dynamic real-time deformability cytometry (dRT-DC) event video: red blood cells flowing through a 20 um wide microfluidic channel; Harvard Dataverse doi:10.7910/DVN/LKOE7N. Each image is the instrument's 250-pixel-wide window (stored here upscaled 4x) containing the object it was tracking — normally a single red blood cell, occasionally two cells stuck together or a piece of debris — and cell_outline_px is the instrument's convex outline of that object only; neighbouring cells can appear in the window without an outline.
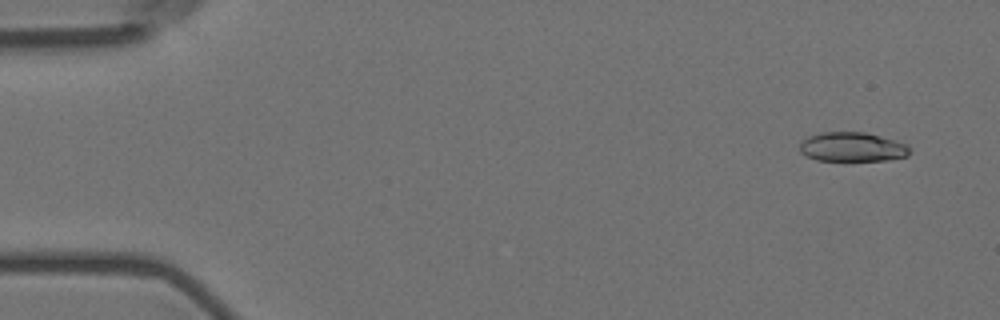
{"species": "Egyptian fruit bat (a non-hibernating species)", "species_latin": "Rousettus aegyptiacus", "temperature_condition": "room temperature", "stored_images_in_passage": 3, "camera_frame_rate_fps": 3000, "um_per_image_px": 0.085, "animal": {"sex": "female"}, "frame": {"image": 1, "passage_image": 1, "time_ms": 0.0, "image_size_px": [1000, 320], "cell_outline_px": [[912, 152], [908, 156], [888, 160], [852, 164], [816, 160], [800, 152], [800, 144], [808, 136], [820, 132], [864, 132], [896, 140], [908, 144]], "centroid_in_image_um": [72.49, 12.55], "position_along_channel_um": 12.5, "area_um2": 19.88}}